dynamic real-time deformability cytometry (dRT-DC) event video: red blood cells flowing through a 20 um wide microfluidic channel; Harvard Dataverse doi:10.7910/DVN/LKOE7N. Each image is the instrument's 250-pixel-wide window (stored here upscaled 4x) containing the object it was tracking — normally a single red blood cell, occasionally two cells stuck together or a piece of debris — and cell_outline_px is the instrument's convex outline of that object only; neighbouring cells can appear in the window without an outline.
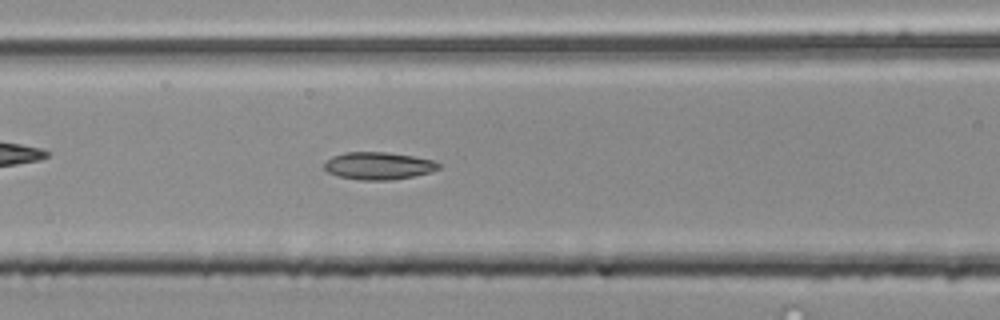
{"species": "common noctule bat (a hibernating species)", "species_latin": "Nyctalus noctula", "temperature_condition": "room temperature", "stored_images_in_passage": 54, "camera_frame_rate_fps": 3000, "um_per_image_px": 0.085, "animal": {"sex": "male", "body_mass_g": 20.4}, "frame": {"image": 1, "passage_image": 23, "time_ms": 7.333, "image_size_px": [1000, 320], "cell_outline_px": [[440, 168], [432, 172], [412, 176], [388, 180], [360, 180], [336, 176], [328, 172], [324, 168], [324, 164], [332, 156], [344, 152], [388, 152], [412, 156], [432, 160], [440, 164]], "centroid_in_image_um": [32.15, 14.09], "position_along_channel_um": 134.5, "area_um2": 18.26}}
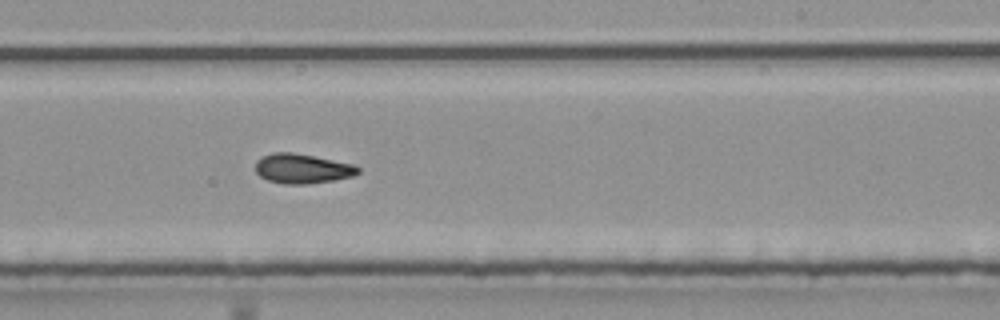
{"frame": {"image": 2, "passage_image": 33, "time_ms": 10.667, "image_size_px": [1000, 320], "cell_outline_px": [[360, 172], [352, 176], [332, 180], [308, 184], [284, 184], [268, 180], [260, 176], [256, 172], [256, 160], [272, 152], [292, 152], [356, 164], [360, 168]], "centroid_in_image_um": [25.71, 14.33], "position_along_channel_um": 263.3, "area_um2": 17.74}}
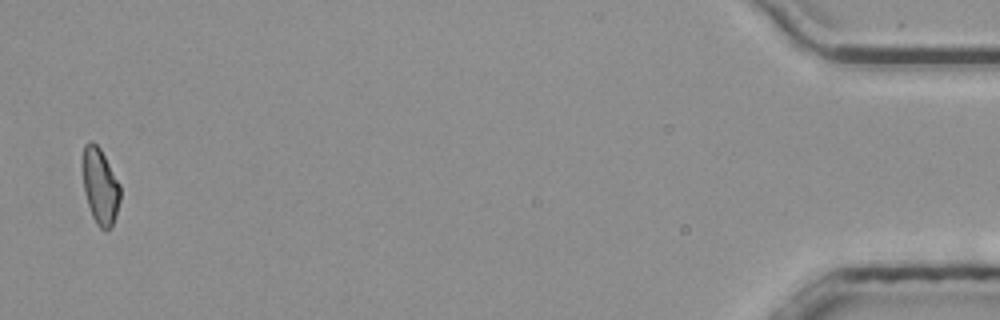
{"frame": {"image": 3, "passage_image": 53, "time_ms": 17.333, "image_size_px": [1000, 320], "cell_outline_px": [[120, 200], [116, 216], [112, 228], [104, 232], [96, 224], [92, 216], [84, 192], [80, 164], [84, 144], [88, 140], [92, 140], [100, 148], [120, 184]], "centroid_in_image_um": [8.48, 15.82], "position_along_channel_um": 426.7, "area_um2": 17.28}, "authors_computed_cell_mechanics": {"area_um2": 17.7446, "velocity_mm_per_s": 3.8753, "shape_relaxation_time_tau1_ms": 3.786, "shape_relaxation_time_tau2_ms": 4.5752, "deformation_change_tau1": 0.1259, "deformation_change_tau2": 0.1129}}